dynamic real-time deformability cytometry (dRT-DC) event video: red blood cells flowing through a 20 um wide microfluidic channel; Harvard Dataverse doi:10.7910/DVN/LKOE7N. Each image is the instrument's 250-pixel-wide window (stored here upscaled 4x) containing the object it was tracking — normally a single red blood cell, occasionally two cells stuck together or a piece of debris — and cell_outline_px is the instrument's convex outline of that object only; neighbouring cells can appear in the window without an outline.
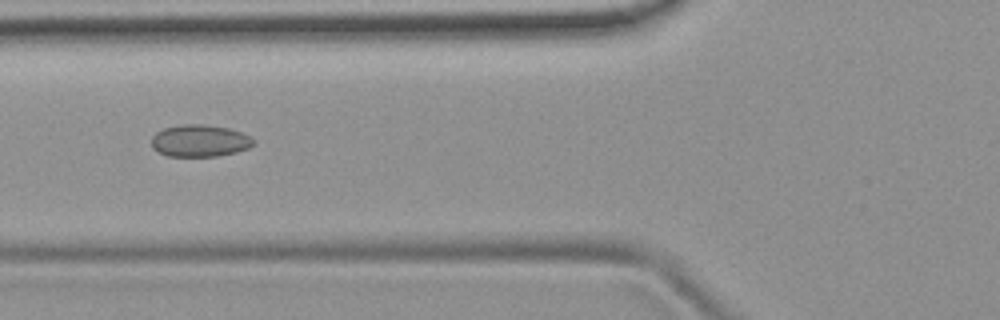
{"species": "common noctule bat (a hibernating species)", "species_latin": "Nyctalus noctula", "temperature_condition": "room temperature", "stored_images_in_passage": 8, "camera_frame_rate_fps": 3000, "um_per_image_px": 0.085, "animal": {"sex": "female", "body_mass_g": 19.9}, "frame": {"image": 1, "passage_image": 6, "time_ms": 5.667, "image_size_px": [1000, 320], "cell_outline_px": [[256, 140], [248, 148], [236, 152], [216, 156], [168, 156], [152, 148], [152, 136], [156, 132], [164, 128], [180, 124], [204, 124], [228, 128], [252, 136]], "centroid_in_image_um": [16.98, 11.95], "position_along_channel_um": 108.8, "area_um2": 19.07}}
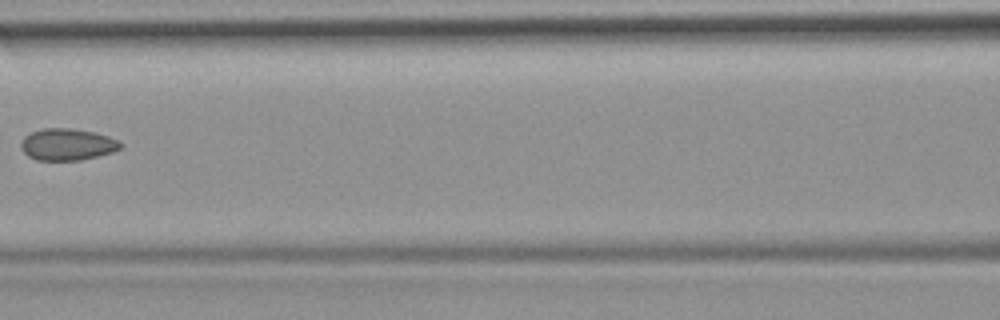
{"frame": {"image": 2, "passage_image": 7, "time_ms": 7.0, "image_size_px": [1000, 320], "cell_outline_px": [[124, 144], [120, 148], [112, 152], [80, 160], [36, 160], [28, 156], [20, 148], [20, 144], [24, 136], [32, 132], [44, 128], [68, 128], [92, 132], [108, 136]], "centroid_in_image_um": [5.69, 12.28], "position_along_channel_um": 160.9, "area_um2": 18.26}}
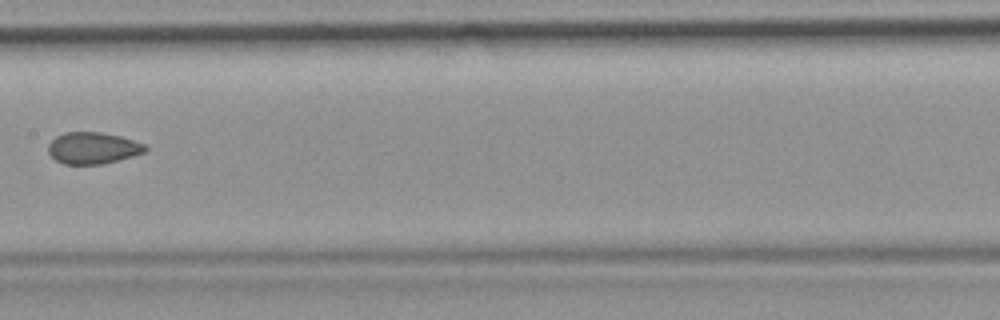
{"frame": {"image": 3, "passage_image": 8, "time_ms": 8.0, "image_size_px": [1000, 320], "cell_outline_px": [[148, 148], [144, 152], [132, 156], [104, 164], [64, 164], [56, 160], [48, 152], [48, 144], [56, 136], [64, 132], [100, 132], [120, 136], [144, 144]], "centroid_in_image_um": [7.87, 12.58], "position_along_channel_um": 199.5, "area_um2": 17.8}}